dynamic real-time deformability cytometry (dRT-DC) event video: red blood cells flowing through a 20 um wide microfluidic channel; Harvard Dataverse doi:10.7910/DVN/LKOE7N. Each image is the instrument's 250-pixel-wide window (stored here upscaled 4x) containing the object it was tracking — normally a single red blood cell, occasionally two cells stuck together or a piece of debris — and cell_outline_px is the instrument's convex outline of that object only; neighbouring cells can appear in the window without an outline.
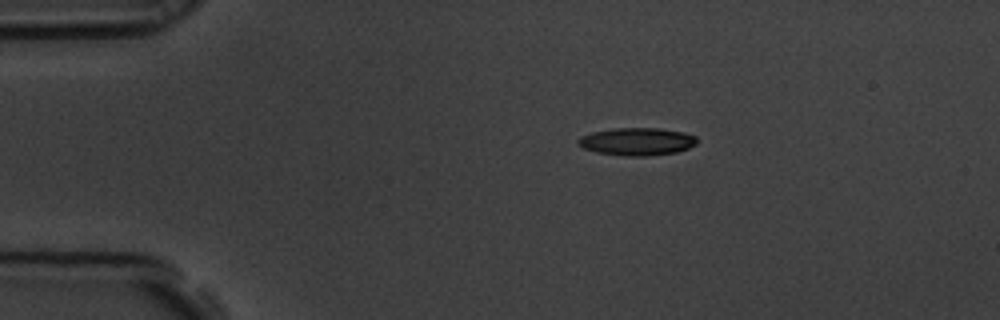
{"species": "common noctule bat (a hibernating species)", "species_latin": "Nyctalus noctula", "temperature_condition": "room temperature", "stored_images_in_passage": 49, "camera_frame_rate_fps": 3000, "um_per_image_px": 0.085, "animal": {"sex": "male", "body_mass_g": 19.5, "forearm_length_mm": 54.6}, "frame": {"image": 1, "passage_image": 1, "time_ms": 0.0, "image_size_px": [1000, 320], "cell_outline_px": [[696, 144], [688, 148], [676, 152], [644, 156], [628, 156], [596, 152], [584, 148], [576, 144], [576, 140], [580, 136], [592, 132], [612, 128], [656, 128], [684, 132], [696, 136]], "centroid_in_image_um": [54.1, 12.02], "position_along_channel_um": 30.9, "area_um2": 19.13}}
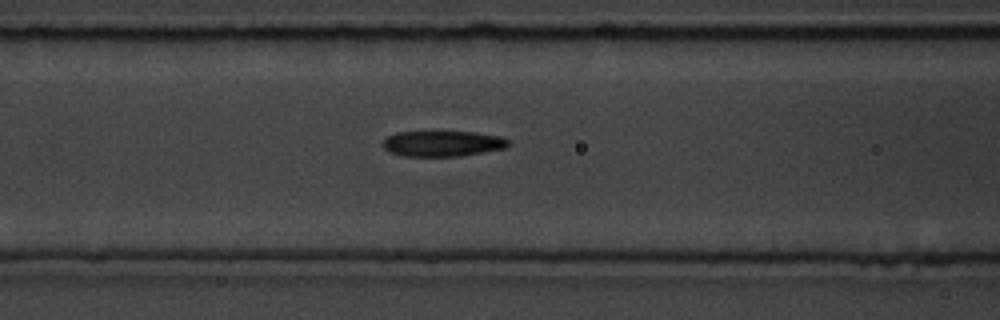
{"frame": {"image": 2, "passage_image": 14, "time_ms": 4.333, "image_size_px": [1000, 320], "cell_outline_px": [[508, 144], [504, 148], [484, 152], [460, 156], [404, 156], [388, 152], [384, 148], [384, 140], [388, 136], [396, 132], [476, 132], [500, 136], [508, 140]], "centroid_in_image_um": [37.6, 12.2], "position_along_channel_um": 129.0, "area_um2": 18.61}}
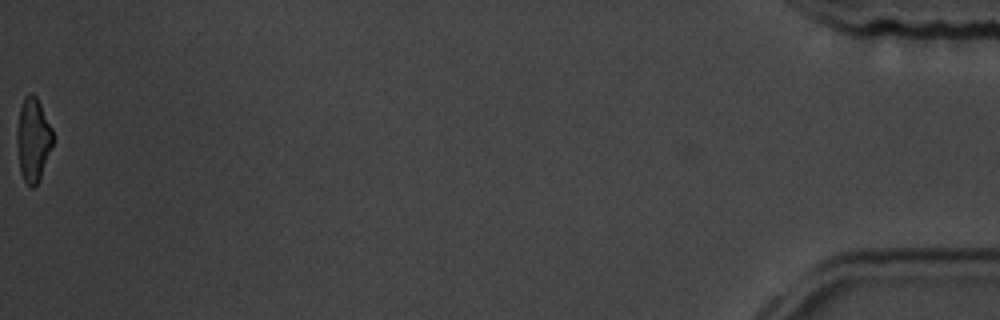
{"frame": {"image": 3, "passage_image": 49, "time_ms": 16.0, "image_size_px": [1000, 320], "cell_outline_px": [[52, 144], [40, 176], [36, 184], [32, 188], [24, 180], [20, 172], [16, 140], [16, 132], [20, 108], [24, 96], [28, 92], [32, 92], [36, 96], [52, 128]], "centroid_in_image_um": [2.78, 11.81], "position_along_channel_um": 432.4, "area_um2": 17.22}, "authors_computed_cell_mechanics": {"area_um2": 19.5942, "velocity_mm_per_s": 3.4776, "shape_relaxation_time_tau1_ms": 4.1203, "shape_relaxation_time_tau2_ms": 3.3688, "deformation_change_tau1": 0.1462, "deformation_change_tau2": 0.1348}}